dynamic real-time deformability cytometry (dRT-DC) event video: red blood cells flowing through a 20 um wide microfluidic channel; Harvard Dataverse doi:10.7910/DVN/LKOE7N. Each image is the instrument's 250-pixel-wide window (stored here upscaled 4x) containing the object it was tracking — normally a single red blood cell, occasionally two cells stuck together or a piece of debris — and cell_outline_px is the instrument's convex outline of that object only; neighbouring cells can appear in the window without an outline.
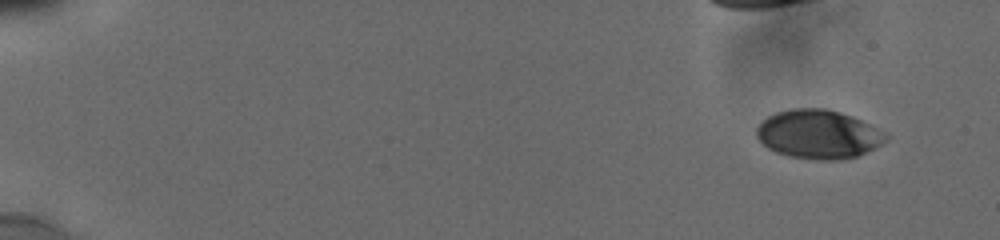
{"species": "human", "species_latin": "Homo sapiens", "temperature_condition": "cold", "stored_images_in_passage": 15, "camera_frame_rate_fps": 3000, "um_per_image_px": 0.085, "donor": {"sex": "male"}, "frame": {"image": 1, "passage_image": 1, "time_ms": 0.0, "image_size_px": [1000, 240], "cell_outline_px": [[888, 140], [856, 156], [840, 160], [820, 160], [788, 156], [776, 152], [768, 148], [756, 136], [756, 128], [768, 116], [776, 112], [792, 108], [828, 108], [852, 116], [888, 132]], "centroid_in_image_um": [69.58, 11.4], "position_along_channel_um": 15.4, "area_um2": 36.82}}